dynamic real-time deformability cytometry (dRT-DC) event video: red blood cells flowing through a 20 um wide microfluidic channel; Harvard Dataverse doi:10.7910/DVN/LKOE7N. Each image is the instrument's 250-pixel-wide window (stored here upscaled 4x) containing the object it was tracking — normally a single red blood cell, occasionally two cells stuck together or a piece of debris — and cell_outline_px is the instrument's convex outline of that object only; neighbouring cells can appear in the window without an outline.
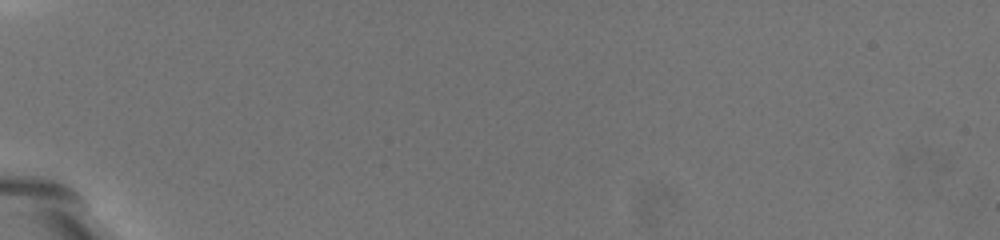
{"species": "common noctule bat (a hibernating species)", "species_latin": "Nyctalus noctula", "temperature_condition": "warm", "stored_images_in_passage": 2, "camera_frame_rate_fps": 3000, "um_per_image_px": 0.085, "animal": {"sex": "female", "body_mass_g": 19.5, "forearm_length_mm": 54.1}, "frame": {"image": 1, "passage_image": 1, "time_ms": 0.0, "image_size_px": [1000, 240], "cell_outline_px": [[164, 132], [156, 132], [148, 124], [104, 76], [112, 64], [144, 84], [160, 104], [164, 120]], "centroid_in_image_um": [11.68, 8.27], "position_along_channel_um": 73.3, "area_um2": 11.56}}